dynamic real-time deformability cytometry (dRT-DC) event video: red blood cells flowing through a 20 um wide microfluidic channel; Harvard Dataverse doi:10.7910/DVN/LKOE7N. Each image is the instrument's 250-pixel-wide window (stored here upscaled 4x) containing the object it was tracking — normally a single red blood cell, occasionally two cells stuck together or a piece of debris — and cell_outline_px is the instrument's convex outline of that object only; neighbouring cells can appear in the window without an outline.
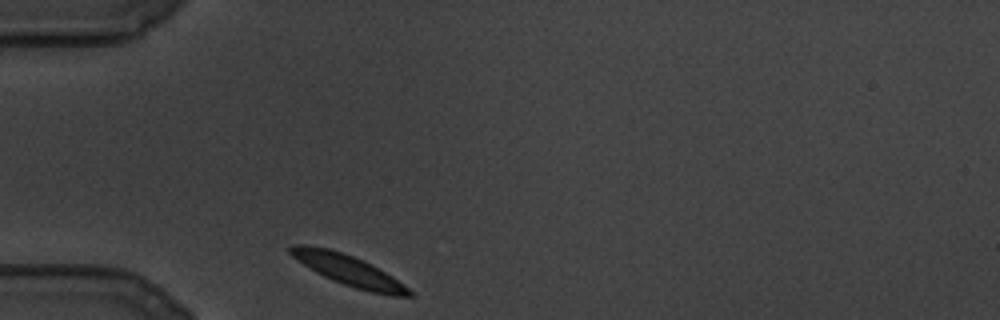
{"species": "common noctule bat (a hibernating species)", "species_latin": "Nyctalus noctula", "temperature_condition": "cold", "stored_images_in_passage": 70, "camera_frame_rate_fps": 3000, "um_per_image_px": 0.085, "animal": {"sex": "male", "body_mass_g": 19.5, "forearm_length_mm": 54.6}, "frame": {"image": 1, "passage_image": 1, "time_ms": 0.0, "image_size_px": [1000, 320], "cell_outline_px": [[416, 296], [392, 296], [372, 292], [356, 288], [344, 284], [324, 276], [316, 272], [292, 256], [288, 252], [288, 248], [292, 244], [304, 244], [328, 248], [364, 260], [392, 276], [408, 288]], "centroid_in_image_um": [29.62, 22.96], "position_along_channel_um": 55.4, "area_um2": 20.87}}
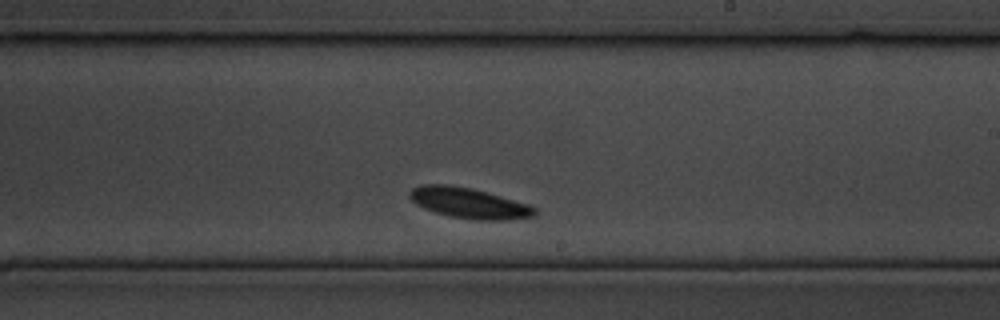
{"frame": {"image": 2, "passage_image": 40, "time_ms": 13.0, "image_size_px": [1000, 320], "cell_outline_px": [[536, 216], [508, 220], [476, 220], [452, 216], [436, 212], [424, 208], [416, 204], [408, 196], [408, 192], [412, 188], [420, 184], [448, 184], [472, 188], [528, 204], [536, 208]], "centroid_in_image_um": [39.85, 17.25], "position_along_channel_um": 249.2, "area_um2": 22.25}}
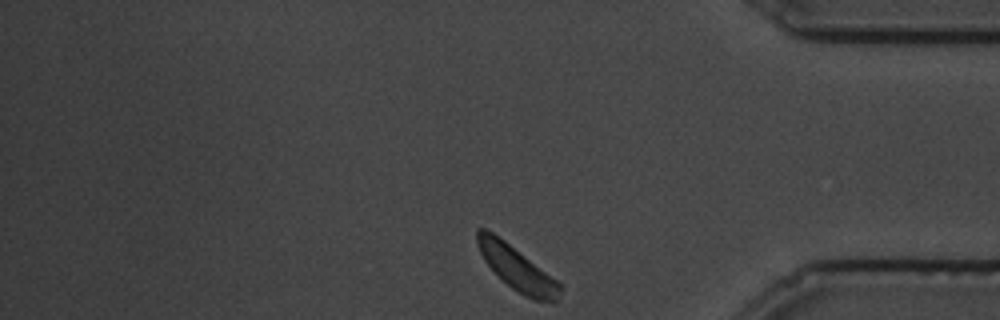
{"frame": {"image": 3, "passage_image": 70, "time_ms": 23.0, "image_size_px": [1000, 320], "cell_outline_px": [[560, 292], [556, 300], [536, 300], [524, 296], [512, 288], [484, 260], [480, 252], [476, 240], [476, 228], [484, 228], [492, 232], [504, 240], [556, 280], [560, 284]], "centroid_in_image_um": [43.89, 22.77], "position_along_channel_um": 391.3, "area_um2": 20.23}}